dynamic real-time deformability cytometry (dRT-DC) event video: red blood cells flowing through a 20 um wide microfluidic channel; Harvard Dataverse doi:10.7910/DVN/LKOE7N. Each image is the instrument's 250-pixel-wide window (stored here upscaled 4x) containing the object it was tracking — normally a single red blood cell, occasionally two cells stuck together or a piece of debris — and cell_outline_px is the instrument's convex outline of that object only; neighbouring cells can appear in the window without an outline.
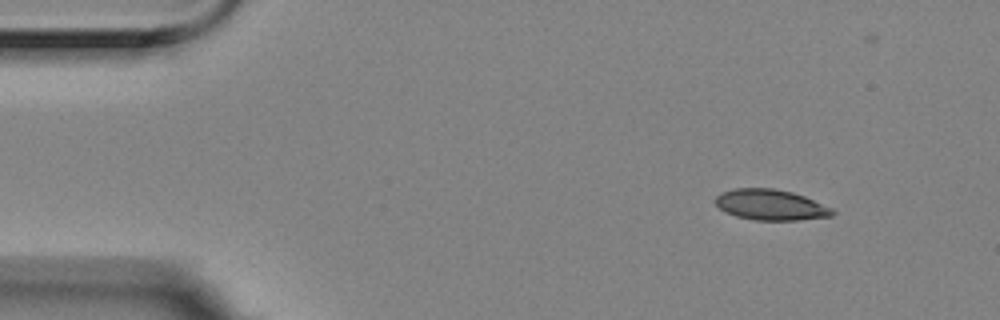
{"species": "Egyptian fruit bat (a non-hibernating species)", "species_latin": "Rousettus aegyptiacus", "temperature_condition": "room temperature", "stored_images_in_passage": 2, "camera_frame_rate_fps": 3000, "um_per_image_px": 0.085, "animal": {"sex": "female"}, "frame": {"image": 1, "passage_image": 1, "time_ms": 0.0, "image_size_px": [1000, 320], "cell_outline_px": [[836, 212], [832, 216], [800, 220], [756, 220], [736, 216], [720, 208], [712, 200], [720, 192], [736, 188], [772, 188], [792, 192], [804, 196], [832, 208]], "centroid_in_image_um": [65.5, 17.4], "position_along_channel_um": 19.5, "area_um2": 20.92}}
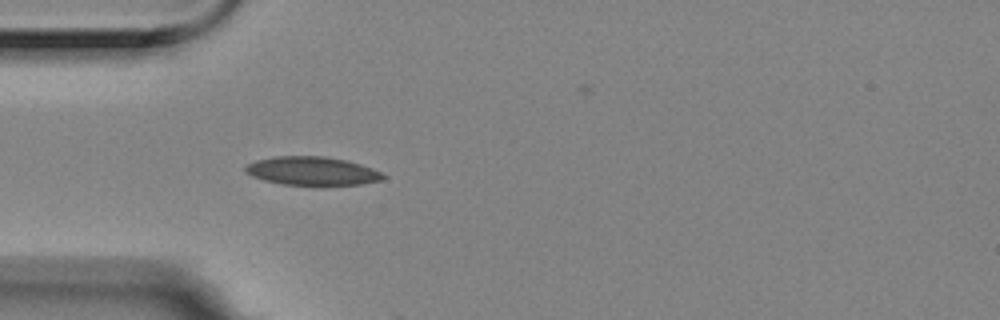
{"frame": {"image": 2, "passage_image": 2, "time_ms": 0.333, "image_size_px": [1000, 320], "cell_outline_px": [[388, 176], [384, 180], [360, 184], [324, 188], [320, 188], [284, 184], [264, 180], [252, 176], [244, 172], [244, 168], [248, 164], [256, 160], [276, 156], [324, 156], [348, 160], [372, 168]], "centroid_in_image_um": [26.59, 14.58], "position_along_channel_um": 58.4, "area_um2": 23.87}}